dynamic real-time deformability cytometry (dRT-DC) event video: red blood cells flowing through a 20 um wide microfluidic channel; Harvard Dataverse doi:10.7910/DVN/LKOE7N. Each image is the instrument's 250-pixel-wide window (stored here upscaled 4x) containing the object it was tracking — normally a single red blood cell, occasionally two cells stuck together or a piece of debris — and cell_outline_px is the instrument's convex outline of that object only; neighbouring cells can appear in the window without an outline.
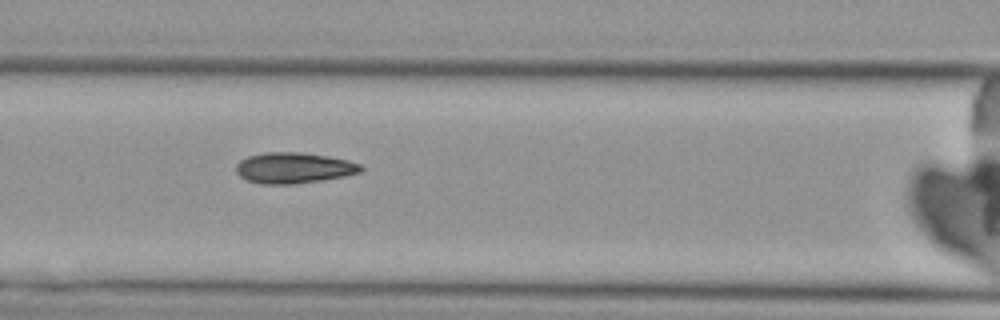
{"species": "Egyptian fruit bat (a non-hibernating species)", "species_latin": "Rousettus aegyptiacus", "temperature_condition": "cold", "stored_images_in_passage": 8, "camera_frame_rate_fps": 3000, "um_per_image_px": 0.085, "animal": {"sex": "female"}, "frame": {"image": 1, "passage_image": 4, "time_ms": 3.333, "image_size_px": [1000, 320], "cell_outline_px": [[364, 168], [360, 172], [344, 176], [324, 180], [292, 184], [260, 184], [248, 180], [240, 176], [236, 172], [236, 164], [240, 160], [248, 156], [264, 152], [300, 152], [328, 156], [348, 160], [360, 164]], "centroid_in_image_um": [24.96, 14.27], "position_along_channel_um": 141.6, "area_um2": 22.48}}
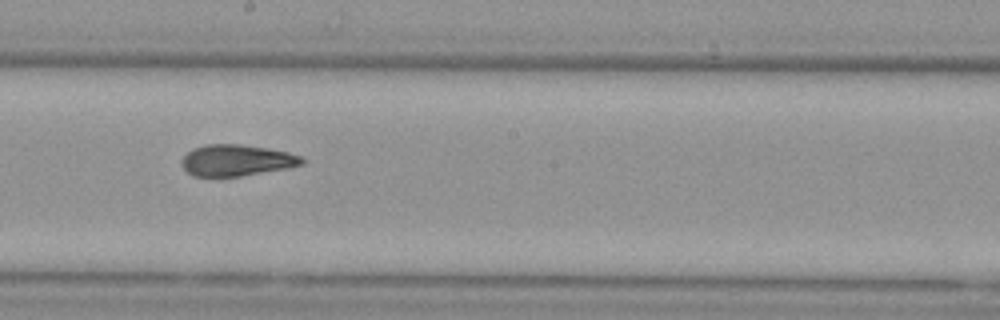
{"frame": {"image": 2, "passage_image": 6, "time_ms": 5.667, "image_size_px": [1000, 320], "cell_outline_px": [[304, 164], [288, 168], [240, 176], [192, 176], [180, 164], [180, 160], [192, 148], [204, 144], [240, 144], [268, 148], [288, 152], [304, 156]], "centroid_in_image_um": [20.11, 13.62], "position_along_channel_um": 228.1, "area_um2": 22.14}}
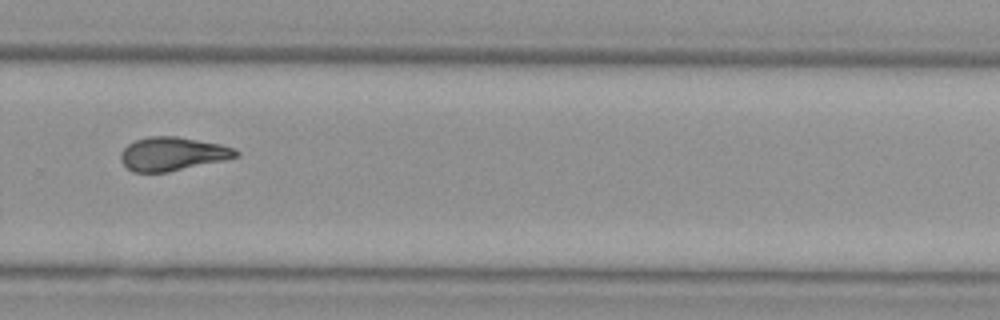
{"frame": {"image": 3, "passage_image": 8, "time_ms": 8.0, "image_size_px": [1000, 320], "cell_outline_px": [[240, 156], [224, 160], [168, 172], [132, 172], [120, 160], [120, 152], [128, 144], [136, 140], [148, 136], [176, 136], [220, 144], [236, 148], [240, 152]], "centroid_in_image_um": [14.68, 13.08], "position_along_channel_um": 315.1, "area_um2": 22.6}}